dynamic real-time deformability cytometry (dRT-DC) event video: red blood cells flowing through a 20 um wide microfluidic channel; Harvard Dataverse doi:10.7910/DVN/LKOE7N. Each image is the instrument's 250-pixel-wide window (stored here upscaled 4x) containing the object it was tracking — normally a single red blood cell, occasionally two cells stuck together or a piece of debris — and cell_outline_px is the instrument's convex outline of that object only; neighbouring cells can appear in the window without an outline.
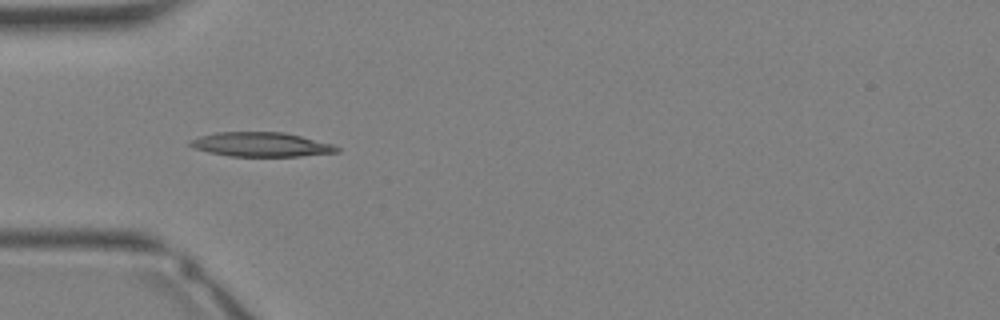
{"species": "Egyptian fruit bat (a non-hibernating species)", "species_latin": "Rousettus aegyptiacus", "temperature_condition": "warm", "stored_images_in_passage": 13, "camera_frame_rate_fps": 3000, "um_per_image_px": 0.085, "animal": {"sex": "female"}, "frame": {"image": 1, "passage_image": 11, "time_ms": 3.333, "image_size_px": [1000, 320], "cell_outline_px": [[340, 152], [300, 156], [232, 156], [208, 152], [196, 148], [188, 144], [188, 140], [200, 136], [216, 132], [284, 132], [332, 144], [340, 148]], "centroid_in_image_um": [22.19, 12.28], "position_along_channel_um": 62.8, "area_um2": 20.69}}
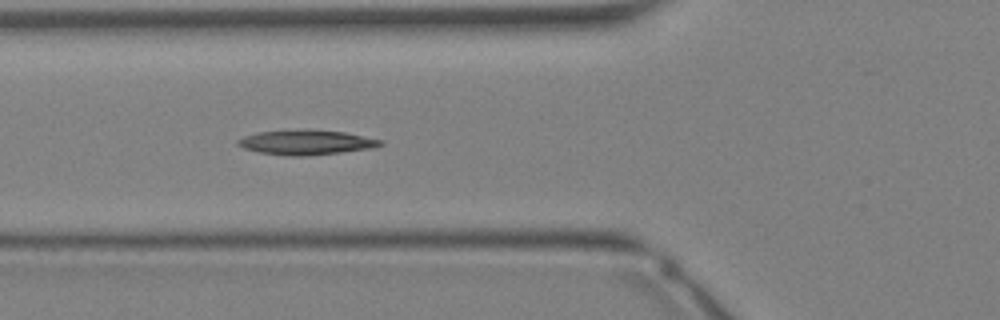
{"frame": {"image": 2, "passage_image": 13, "time_ms": 4.0, "image_size_px": [1000, 320], "cell_outline_px": [[384, 144], [376, 148], [308, 156], [284, 156], [260, 152], [244, 148], [236, 144], [236, 140], [244, 136], [256, 132], [344, 132], [384, 140]], "centroid_in_image_um": [26.07, 12.15], "position_along_channel_um": 99.7, "area_um2": 19.83}}